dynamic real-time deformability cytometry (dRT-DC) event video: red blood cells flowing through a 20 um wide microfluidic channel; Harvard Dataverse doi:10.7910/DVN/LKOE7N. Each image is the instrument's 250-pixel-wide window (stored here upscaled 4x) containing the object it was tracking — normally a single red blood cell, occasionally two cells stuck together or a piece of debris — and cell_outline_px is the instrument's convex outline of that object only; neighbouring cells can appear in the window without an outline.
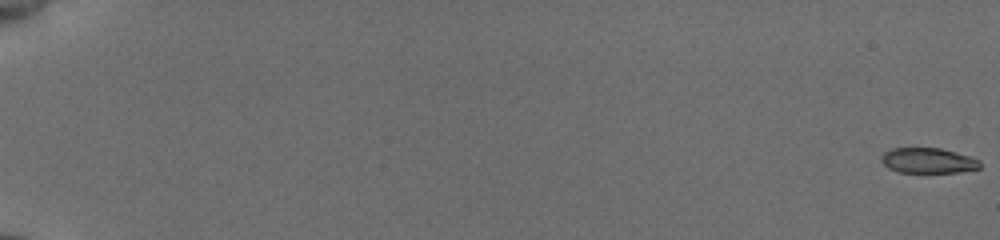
{"species": "common noctule bat (a hibernating species)", "species_latin": "Nyctalus noctula", "temperature_condition": "cold", "stored_images_in_passage": 57, "camera_frame_rate_fps": 3000, "um_per_image_px": 0.085, "animal": {"sex": "female", "body_mass_g": 19.5, "forearm_length_mm": 54.1}, "frame": {"image": 1, "passage_image": 1, "time_ms": 0.0, "image_size_px": [1000, 240], "cell_outline_px": [[980, 168], [960, 172], [896, 172], [888, 168], [880, 160], [880, 156], [884, 152], [892, 148], [940, 148], [956, 152], [980, 160]], "centroid_in_image_um": [78.86, 13.65], "position_along_channel_um": 6.1, "area_um2": 14.57}}
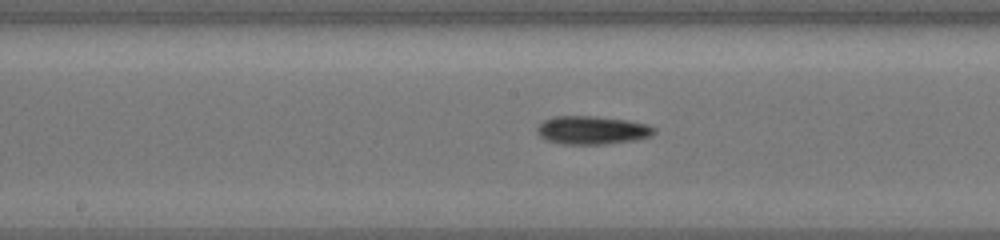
{"frame": {"image": 2, "passage_image": 33, "time_ms": 10.667, "image_size_px": [1000, 240], "cell_outline_px": [[656, 132], [652, 136], [636, 140], [604, 144], [560, 144], [544, 140], [536, 132], [536, 128], [544, 120], [556, 116], [596, 116], [628, 120], [648, 124], [656, 128]], "centroid_in_image_um": [50.35, 11.07], "position_along_channel_um": 197.9, "area_um2": 19.59}}
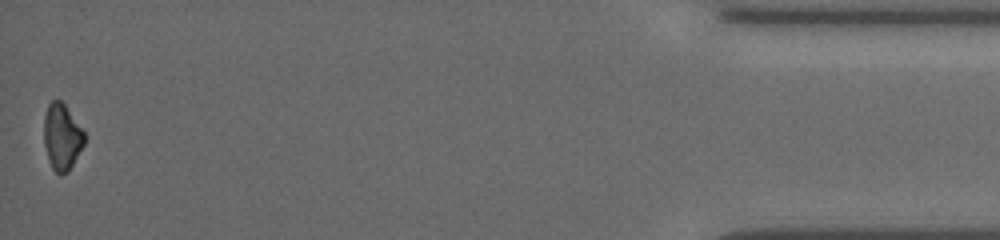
{"frame": {"image": 3, "passage_image": 57, "time_ms": 18.667, "image_size_px": [1000, 240], "cell_outline_px": [[84, 144], [68, 172], [60, 176], [52, 168], [44, 144], [44, 116], [48, 104], [52, 100], [60, 100], [64, 104], [84, 132]], "centroid_in_image_um": [5.25, 11.64], "position_along_channel_um": 430.0, "area_um2": 15.37}, "authors_computed_cell_mechanics": {"area_um2": 16.9354, "velocity_mm_per_s": 3.838, "shape_relaxation_time_tau1_ms": 2.5546, "shape_relaxation_time_tau2_ms": null, "deformation_change_tau1": 0.0898, "deformation_change_tau2": null}}